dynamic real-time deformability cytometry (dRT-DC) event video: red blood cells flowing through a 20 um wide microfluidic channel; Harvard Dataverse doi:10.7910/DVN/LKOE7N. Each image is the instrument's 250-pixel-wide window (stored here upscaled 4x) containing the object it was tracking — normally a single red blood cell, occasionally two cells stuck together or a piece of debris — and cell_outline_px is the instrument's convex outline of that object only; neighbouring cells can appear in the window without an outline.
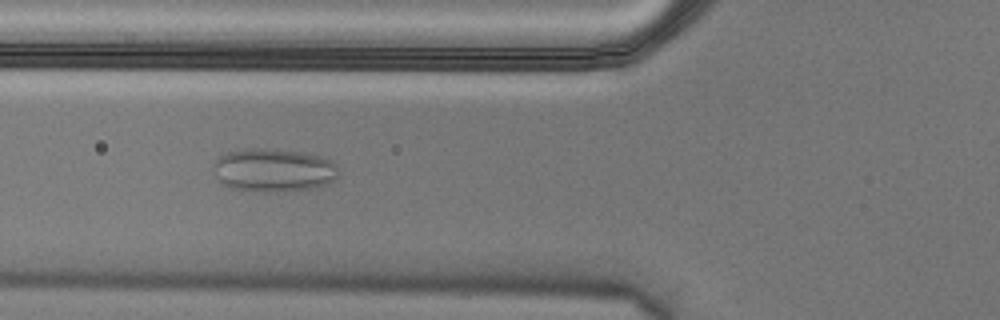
{"species": "Egyptian fruit bat (a non-hibernating species)", "species_latin": "Rousettus aegyptiacus", "temperature_condition": "cold", "stored_images_in_passage": 54, "camera_frame_rate_fps": 3000, "um_per_image_px": 0.085, "animal": {"sex": "male"}, "frame": {"image": 1, "passage_image": 20, "time_ms": 6.333, "image_size_px": [1000, 320], "cell_outline_px": [[340, 172], [336, 180], [328, 184], [308, 188], [276, 192], [252, 192], [228, 188], [216, 176], [212, 168], [212, 164], [220, 156], [228, 152], [244, 148], [276, 148], [300, 152], [320, 156], [332, 160], [336, 164]], "centroid_in_image_um": [23.25, 14.46], "position_along_channel_um": 102.6, "area_um2": 32.19}}
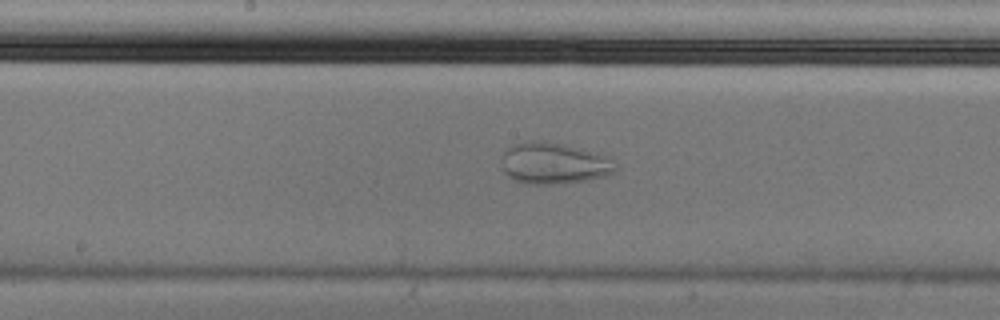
{"frame": {"image": 2, "passage_image": 28, "time_ms": 9.0, "image_size_px": [1000, 320], "cell_outline_px": [[616, 172], [604, 176], [588, 180], [552, 184], [528, 184], [516, 180], [508, 176], [504, 172], [504, 148], [512, 144], [528, 140], [544, 140], [564, 144], [600, 152], [612, 156], [616, 168]], "centroid_in_image_um": [47.14, 13.85], "position_along_channel_um": 201.1, "area_um2": 27.92}}
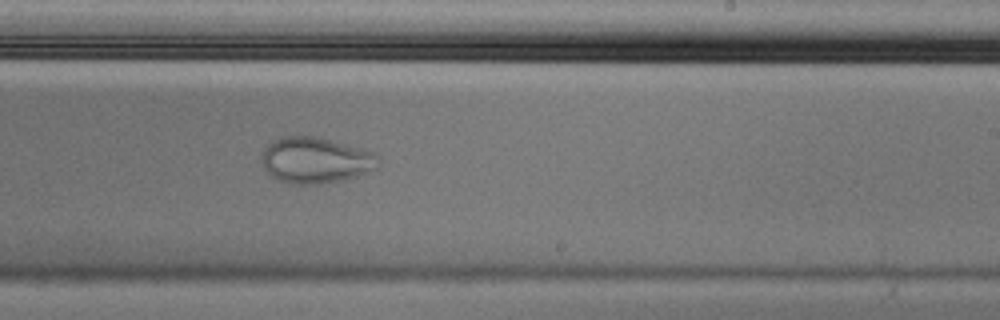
{"frame": {"image": 3, "passage_image": 33, "time_ms": 10.667, "image_size_px": [1000, 320], "cell_outline_px": [[380, 164], [376, 168], [356, 176], [340, 180], [312, 184], [296, 184], [280, 180], [272, 176], [264, 168], [264, 148], [272, 140], [280, 136], [312, 136], [360, 148], [372, 152], [380, 156]], "centroid_in_image_um": [26.84, 13.61], "position_along_channel_um": 262.2, "area_um2": 30.69}}